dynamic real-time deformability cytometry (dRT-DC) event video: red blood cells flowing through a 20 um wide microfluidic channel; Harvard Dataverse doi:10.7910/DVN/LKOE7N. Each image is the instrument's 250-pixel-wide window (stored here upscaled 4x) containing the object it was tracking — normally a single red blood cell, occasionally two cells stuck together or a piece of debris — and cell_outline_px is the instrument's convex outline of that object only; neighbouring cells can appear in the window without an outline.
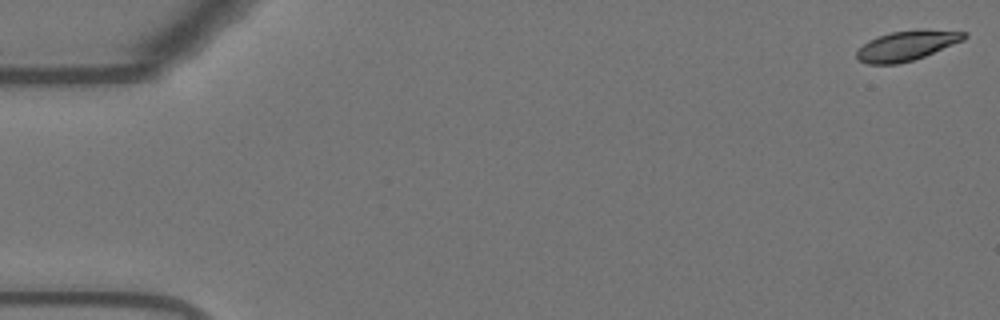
{"species": "Egyptian fruit bat (a non-hibernating species)", "species_latin": "Rousettus aegyptiacus", "temperature_condition": "warm", "stored_images_in_passage": 6, "camera_frame_rate_fps": 3000, "um_per_image_px": 0.085, "animal": {"sex": "female"}, "frame": {"image": 1, "passage_image": 1, "time_ms": 0.0, "image_size_px": [1000, 320], "cell_outline_px": [[968, 36], [964, 40], [924, 56], [912, 60], [896, 64], [868, 64], [860, 60], [856, 56], [856, 52], [868, 40], [876, 36], [892, 32], [920, 28], [924, 28], [968, 32]], "centroid_in_image_um": [77.11, 3.85], "position_along_channel_um": 7.9, "area_um2": 18.84}}